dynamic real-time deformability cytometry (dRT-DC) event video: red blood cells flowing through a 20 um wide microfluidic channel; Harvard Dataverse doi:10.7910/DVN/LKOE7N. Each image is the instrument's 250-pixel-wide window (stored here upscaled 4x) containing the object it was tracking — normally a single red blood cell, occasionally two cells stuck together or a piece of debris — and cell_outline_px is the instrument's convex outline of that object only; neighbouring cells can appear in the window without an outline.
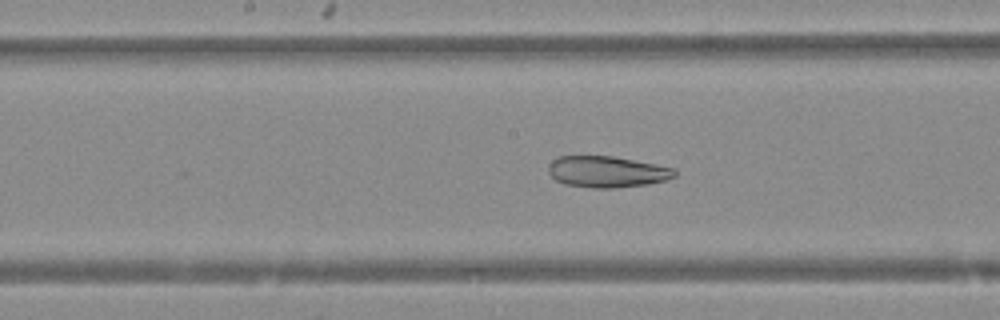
{"species": "Egyptian fruit bat (a non-hibernating species)", "species_latin": "Rousettus aegyptiacus", "temperature_condition": "warm", "stored_images_in_passage": 38, "camera_frame_rate_fps": 3000, "um_per_image_px": 0.085, "animal": {"sex": "female"}, "frame": {"image": 1, "passage_image": 25, "time_ms": 8.0, "image_size_px": [1000, 320], "cell_outline_px": [[676, 176], [664, 180], [648, 184], [616, 188], [588, 188], [564, 184], [556, 180], [548, 172], [548, 164], [552, 160], [560, 156], [612, 156], [676, 168]], "centroid_in_image_um": [51.58, 14.6], "position_along_channel_um": 196.6, "area_um2": 23.12}}
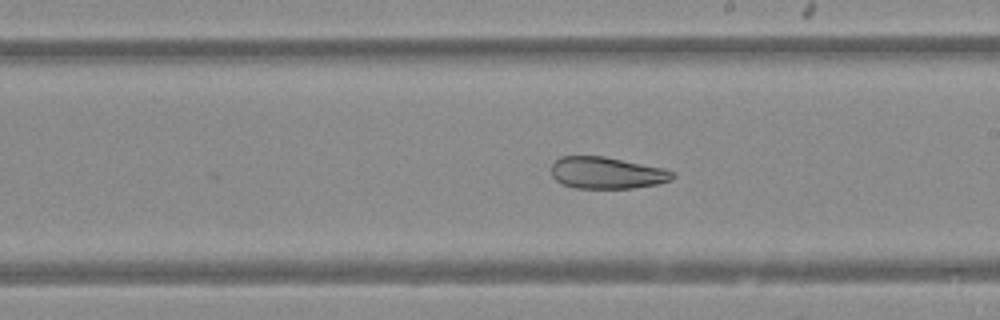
{"frame": {"image": 2, "passage_image": 28, "time_ms": 9.0, "image_size_px": [1000, 320], "cell_outline_px": [[676, 176], [672, 180], [660, 184], [632, 188], [576, 188], [564, 184], [556, 180], [552, 176], [552, 164], [560, 156], [604, 156], [664, 168], [676, 172]], "centroid_in_image_um": [51.63, 14.69], "position_along_channel_um": 237.4, "area_um2": 22.6}}
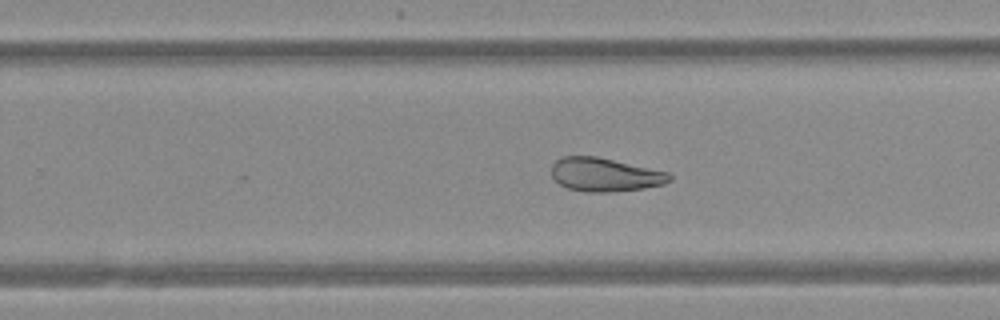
{"frame": {"image": 3, "passage_image": 31, "time_ms": 10.0, "image_size_px": [1000, 320], "cell_outline_px": [[672, 180], [664, 184], [644, 188], [608, 192], [584, 192], [568, 188], [560, 184], [552, 176], [552, 164], [556, 160], [564, 156], [596, 156], [668, 172], [672, 176]], "centroid_in_image_um": [51.42, 14.85], "position_along_channel_um": 278.4, "area_um2": 23.0}}